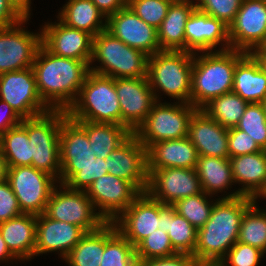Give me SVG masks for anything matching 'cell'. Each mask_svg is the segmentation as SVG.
<instances>
[{"label": "cell", "instance_id": "14", "mask_svg": "<svg viewBox=\"0 0 266 266\" xmlns=\"http://www.w3.org/2000/svg\"><path fill=\"white\" fill-rule=\"evenodd\" d=\"M105 222H114L141 194L130 182L107 173L85 191Z\"/></svg>", "mask_w": 266, "mask_h": 266}, {"label": "cell", "instance_id": "59", "mask_svg": "<svg viewBox=\"0 0 266 266\" xmlns=\"http://www.w3.org/2000/svg\"><path fill=\"white\" fill-rule=\"evenodd\" d=\"M171 2H182V1H190V0H170Z\"/></svg>", "mask_w": 266, "mask_h": 266}, {"label": "cell", "instance_id": "37", "mask_svg": "<svg viewBox=\"0 0 266 266\" xmlns=\"http://www.w3.org/2000/svg\"><path fill=\"white\" fill-rule=\"evenodd\" d=\"M253 203L241 219L238 242L266 252V210H259Z\"/></svg>", "mask_w": 266, "mask_h": 266}, {"label": "cell", "instance_id": "16", "mask_svg": "<svg viewBox=\"0 0 266 266\" xmlns=\"http://www.w3.org/2000/svg\"><path fill=\"white\" fill-rule=\"evenodd\" d=\"M108 173L130 182L140 193L148 185L147 149L132 133L104 159Z\"/></svg>", "mask_w": 266, "mask_h": 266}, {"label": "cell", "instance_id": "33", "mask_svg": "<svg viewBox=\"0 0 266 266\" xmlns=\"http://www.w3.org/2000/svg\"><path fill=\"white\" fill-rule=\"evenodd\" d=\"M58 16L66 26L86 31L93 36L107 27V20L104 24L101 20L105 16L91 0H69Z\"/></svg>", "mask_w": 266, "mask_h": 266}, {"label": "cell", "instance_id": "17", "mask_svg": "<svg viewBox=\"0 0 266 266\" xmlns=\"http://www.w3.org/2000/svg\"><path fill=\"white\" fill-rule=\"evenodd\" d=\"M121 109V125L132 133L145 121L156 102L147 77L115 79Z\"/></svg>", "mask_w": 266, "mask_h": 266}, {"label": "cell", "instance_id": "55", "mask_svg": "<svg viewBox=\"0 0 266 266\" xmlns=\"http://www.w3.org/2000/svg\"><path fill=\"white\" fill-rule=\"evenodd\" d=\"M254 55L261 62L262 67L266 71V54H254Z\"/></svg>", "mask_w": 266, "mask_h": 266}, {"label": "cell", "instance_id": "39", "mask_svg": "<svg viewBox=\"0 0 266 266\" xmlns=\"http://www.w3.org/2000/svg\"><path fill=\"white\" fill-rule=\"evenodd\" d=\"M135 247L117 231L106 243L100 266H137Z\"/></svg>", "mask_w": 266, "mask_h": 266}, {"label": "cell", "instance_id": "18", "mask_svg": "<svg viewBox=\"0 0 266 266\" xmlns=\"http://www.w3.org/2000/svg\"><path fill=\"white\" fill-rule=\"evenodd\" d=\"M106 30L149 57L162 51L157 29L139 18L127 5L107 18Z\"/></svg>", "mask_w": 266, "mask_h": 266}, {"label": "cell", "instance_id": "4", "mask_svg": "<svg viewBox=\"0 0 266 266\" xmlns=\"http://www.w3.org/2000/svg\"><path fill=\"white\" fill-rule=\"evenodd\" d=\"M78 97L67 111L74 121L121 125V109L114 78L89 71Z\"/></svg>", "mask_w": 266, "mask_h": 266}, {"label": "cell", "instance_id": "54", "mask_svg": "<svg viewBox=\"0 0 266 266\" xmlns=\"http://www.w3.org/2000/svg\"><path fill=\"white\" fill-rule=\"evenodd\" d=\"M8 166L5 160L4 155L2 154L0 148V183L4 182L7 178Z\"/></svg>", "mask_w": 266, "mask_h": 266}, {"label": "cell", "instance_id": "22", "mask_svg": "<svg viewBox=\"0 0 266 266\" xmlns=\"http://www.w3.org/2000/svg\"><path fill=\"white\" fill-rule=\"evenodd\" d=\"M85 234L81 227L74 224L51 219L44 213L38 215L34 255L59 250L60 256L65 259Z\"/></svg>", "mask_w": 266, "mask_h": 266}, {"label": "cell", "instance_id": "42", "mask_svg": "<svg viewBox=\"0 0 266 266\" xmlns=\"http://www.w3.org/2000/svg\"><path fill=\"white\" fill-rule=\"evenodd\" d=\"M177 253L172 247L168 233L159 228L135 247L137 260L170 257Z\"/></svg>", "mask_w": 266, "mask_h": 266}, {"label": "cell", "instance_id": "34", "mask_svg": "<svg viewBox=\"0 0 266 266\" xmlns=\"http://www.w3.org/2000/svg\"><path fill=\"white\" fill-rule=\"evenodd\" d=\"M195 170L206 194L221 192L234 183L230 159L198 155Z\"/></svg>", "mask_w": 266, "mask_h": 266}, {"label": "cell", "instance_id": "32", "mask_svg": "<svg viewBox=\"0 0 266 266\" xmlns=\"http://www.w3.org/2000/svg\"><path fill=\"white\" fill-rule=\"evenodd\" d=\"M88 137L91 150L96 157L105 159L111 152L119 147L132 132L120 124L75 121Z\"/></svg>", "mask_w": 266, "mask_h": 266}, {"label": "cell", "instance_id": "12", "mask_svg": "<svg viewBox=\"0 0 266 266\" xmlns=\"http://www.w3.org/2000/svg\"><path fill=\"white\" fill-rule=\"evenodd\" d=\"M230 49L252 53L266 42V0H242L229 25Z\"/></svg>", "mask_w": 266, "mask_h": 266}, {"label": "cell", "instance_id": "28", "mask_svg": "<svg viewBox=\"0 0 266 266\" xmlns=\"http://www.w3.org/2000/svg\"><path fill=\"white\" fill-rule=\"evenodd\" d=\"M37 216L20 214L0 223V233L9 251L16 259L28 260L34 256Z\"/></svg>", "mask_w": 266, "mask_h": 266}, {"label": "cell", "instance_id": "41", "mask_svg": "<svg viewBox=\"0 0 266 266\" xmlns=\"http://www.w3.org/2000/svg\"><path fill=\"white\" fill-rule=\"evenodd\" d=\"M235 128L249 134L266 150V115L261 103H249Z\"/></svg>", "mask_w": 266, "mask_h": 266}, {"label": "cell", "instance_id": "11", "mask_svg": "<svg viewBox=\"0 0 266 266\" xmlns=\"http://www.w3.org/2000/svg\"><path fill=\"white\" fill-rule=\"evenodd\" d=\"M0 97L22 119L34 118L50 111L39 95L32 67L0 74Z\"/></svg>", "mask_w": 266, "mask_h": 266}, {"label": "cell", "instance_id": "13", "mask_svg": "<svg viewBox=\"0 0 266 266\" xmlns=\"http://www.w3.org/2000/svg\"><path fill=\"white\" fill-rule=\"evenodd\" d=\"M146 193L164 205L203 192L195 169L163 168L148 170Z\"/></svg>", "mask_w": 266, "mask_h": 266}, {"label": "cell", "instance_id": "5", "mask_svg": "<svg viewBox=\"0 0 266 266\" xmlns=\"http://www.w3.org/2000/svg\"><path fill=\"white\" fill-rule=\"evenodd\" d=\"M194 53L162 50L148 58L147 78L157 100L156 89L190 104ZM157 87V88H156Z\"/></svg>", "mask_w": 266, "mask_h": 266}, {"label": "cell", "instance_id": "2", "mask_svg": "<svg viewBox=\"0 0 266 266\" xmlns=\"http://www.w3.org/2000/svg\"><path fill=\"white\" fill-rule=\"evenodd\" d=\"M254 203L253 198L239 196L218 199L209 220L198 229L197 245L192 254L200 266H217L237 242L241 219Z\"/></svg>", "mask_w": 266, "mask_h": 266}, {"label": "cell", "instance_id": "1", "mask_svg": "<svg viewBox=\"0 0 266 266\" xmlns=\"http://www.w3.org/2000/svg\"><path fill=\"white\" fill-rule=\"evenodd\" d=\"M32 69L43 103L50 110L63 111L74 104L90 71L84 61L54 55L43 44Z\"/></svg>", "mask_w": 266, "mask_h": 266}, {"label": "cell", "instance_id": "20", "mask_svg": "<svg viewBox=\"0 0 266 266\" xmlns=\"http://www.w3.org/2000/svg\"><path fill=\"white\" fill-rule=\"evenodd\" d=\"M42 44L54 55L84 61L90 67L93 35L59 20L42 28Z\"/></svg>", "mask_w": 266, "mask_h": 266}, {"label": "cell", "instance_id": "51", "mask_svg": "<svg viewBox=\"0 0 266 266\" xmlns=\"http://www.w3.org/2000/svg\"><path fill=\"white\" fill-rule=\"evenodd\" d=\"M105 16V20L117 11L123 9L127 0H91Z\"/></svg>", "mask_w": 266, "mask_h": 266}, {"label": "cell", "instance_id": "35", "mask_svg": "<svg viewBox=\"0 0 266 266\" xmlns=\"http://www.w3.org/2000/svg\"><path fill=\"white\" fill-rule=\"evenodd\" d=\"M0 148L8 167L32 166L27 119L0 135Z\"/></svg>", "mask_w": 266, "mask_h": 266}, {"label": "cell", "instance_id": "53", "mask_svg": "<svg viewBox=\"0 0 266 266\" xmlns=\"http://www.w3.org/2000/svg\"><path fill=\"white\" fill-rule=\"evenodd\" d=\"M15 259L16 257L9 251L6 242L3 240V237L0 233V260Z\"/></svg>", "mask_w": 266, "mask_h": 266}, {"label": "cell", "instance_id": "15", "mask_svg": "<svg viewBox=\"0 0 266 266\" xmlns=\"http://www.w3.org/2000/svg\"><path fill=\"white\" fill-rule=\"evenodd\" d=\"M23 22L26 19L14 26L0 28V74L24 70L34 63L42 44V32L31 34L25 31L20 26Z\"/></svg>", "mask_w": 266, "mask_h": 266}, {"label": "cell", "instance_id": "44", "mask_svg": "<svg viewBox=\"0 0 266 266\" xmlns=\"http://www.w3.org/2000/svg\"><path fill=\"white\" fill-rule=\"evenodd\" d=\"M241 3L242 0H198L195 6L198 10L229 26L234 21Z\"/></svg>", "mask_w": 266, "mask_h": 266}, {"label": "cell", "instance_id": "3", "mask_svg": "<svg viewBox=\"0 0 266 266\" xmlns=\"http://www.w3.org/2000/svg\"><path fill=\"white\" fill-rule=\"evenodd\" d=\"M194 52L190 104L202 109L212 99L232 92L236 64L247 54L228 49L205 53Z\"/></svg>", "mask_w": 266, "mask_h": 266}, {"label": "cell", "instance_id": "43", "mask_svg": "<svg viewBox=\"0 0 266 266\" xmlns=\"http://www.w3.org/2000/svg\"><path fill=\"white\" fill-rule=\"evenodd\" d=\"M170 0H127V6L148 25L158 29L171 5Z\"/></svg>", "mask_w": 266, "mask_h": 266}, {"label": "cell", "instance_id": "46", "mask_svg": "<svg viewBox=\"0 0 266 266\" xmlns=\"http://www.w3.org/2000/svg\"><path fill=\"white\" fill-rule=\"evenodd\" d=\"M228 149L229 159L263 150L249 134L235 127L228 129Z\"/></svg>", "mask_w": 266, "mask_h": 266}, {"label": "cell", "instance_id": "47", "mask_svg": "<svg viewBox=\"0 0 266 266\" xmlns=\"http://www.w3.org/2000/svg\"><path fill=\"white\" fill-rule=\"evenodd\" d=\"M22 214L16 198L7 180L0 183V223Z\"/></svg>", "mask_w": 266, "mask_h": 266}, {"label": "cell", "instance_id": "36", "mask_svg": "<svg viewBox=\"0 0 266 266\" xmlns=\"http://www.w3.org/2000/svg\"><path fill=\"white\" fill-rule=\"evenodd\" d=\"M248 102L233 92L212 99L201 110L225 128L236 127Z\"/></svg>", "mask_w": 266, "mask_h": 266}, {"label": "cell", "instance_id": "27", "mask_svg": "<svg viewBox=\"0 0 266 266\" xmlns=\"http://www.w3.org/2000/svg\"><path fill=\"white\" fill-rule=\"evenodd\" d=\"M232 92L248 103H261L266 98V71L253 53L236 64Z\"/></svg>", "mask_w": 266, "mask_h": 266}, {"label": "cell", "instance_id": "21", "mask_svg": "<svg viewBox=\"0 0 266 266\" xmlns=\"http://www.w3.org/2000/svg\"><path fill=\"white\" fill-rule=\"evenodd\" d=\"M186 51L208 52L221 42H226L221 51L230 49L229 26L197 8L191 13L185 25Z\"/></svg>", "mask_w": 266, "mask_h": 266}, {"label": "cell", "instance_id": "25", "mask_svg": "<svg viewBox=\"0 0 266 266\" xmlns=\"http://www.w3.org/2000/svg\"><path fill=\"white\" fill-rule=\"evenodd\" d=\"M234 182L243 188L223 198H254L266 182V150L230 158Z\"/></svg>", "mask_w": 266, "mask_h": 266}, {"label": "cell", "instance_id": "23", "mask_svg": "<svg viewBox=\"0 0 266 266\" xmlns=\"http://www.w3.org/2000/svg\"><path fill=\"white\" fill-rule=\"evenodd\" d=\"M188 138L198 155L229 159L228 128L211 119L201 109L190 120Z\"/></svg>", "mask_w": 266, "mask_h": 266}, {"label": "cell", "instance_id": "45", "mask_svg": "<svg viewBox=\"0 0 266 266\" xmlns=\"http://www.w3.org/2000/svg\"><path fill=\"white\" fill-rule=\"evenodd\" d=\"M217 266H257L264 252L259 248L236 242Z\"/></svg>", "mask_w": 266, "mask_h": 266}, {"label": "cell", "instance_id": "6", "mask_svg": "<svg viewBox=\"0 0 266 266\" xmlns=\"http://www.w3.org/2000/svg\"><path fill=\"white\" fill-rule=\"evenodd\" d=\"M148 58L104 30L93 37L90 60V64L98 60L101 67H89V70L114 79L147 77Z\"/></svg>", "mask_w": 266, "mask_h": 266}, {"label": "cell", "instance_id": "38", "mask_svg": "<svg viewBox=\"0 0 266 266\" xmlns=\"http://www.w3.org/2000/svg\"><path fill=\"white\" fill-rule=\"evenodd\" d=\"M108 173L107 162L96 157L91 165L84 167H61L60 184L71 190L86 191L88 187L103 175Z\"/></svg>", "mask_w": 266, "mask_h": 266}, {"label": "cell", "instance_id": "31", "mask_svg": "<svg viewBox=\"0 0 266 266\" xmlns=\"http://www.w3.org/2000/svg\"><path fill=\"white\" fill-rule=\"evenodd\" d=\"M159 229L168 233L172 247L178 253L193 254L197 245L198 230L172 205H164L159 201Z\"/></svg>", "mask_w": 266, "mask_h": 266}, {"label": "cell", "instance_id": "26", "mask_svg": "<svg viewBox=\"0 0 266 266\" xmlns=\"http://www.w3.org/2000/svg\"><path fill=\"white\" fill-rule=\"evenodd\" d=\"M96 161L86 132L69 116L60 127L61 167H84Z\"/></svg>", "mask_w": 266, "mask_h": 266}, {"label": "cell", "instance_id": "52", "mask_svg": "<svg viewBox=\"0 0 266 266\" xmlns=\"http://www.w3.org/2000/svg\"><path fill=\"white\" fill-rule=\"evenodd\" d=\"M12 8L23 18L28 20L30 13V0H8Z\"/></svg>", "mask_w": 266, "mask_h": 266}, {"label": "cell", "instance_id": "8", "mask_svg": "<svg viewBox=\"0 0 266 266\" xmlns=\"http://www.w3.org/2000/svg\"><path fill=\"white\" fill-rule=\"evenodd\" d=\"M153 104L145 121L137 128L134 135L146 147L165 140L188 137L189 123L198 110L191 104Z\"/></svg>", "mask_w": 266, "mask_h": 266}, {"label": "cell", "instance_id": "9", "mask_svg": "<svg viewBox=\"0 0 266 266\" xmlns=\"http://www.w3.org/2000/svg\"><path fill=\"white\" fill-rule=\"evenodd\" d=\"M22 213L41 215L58 181L33 166L8 167L7 178ZM55 181V182H54Z\"/></svg>", "mask_w": 266, "mask_h": 266}, {"label": "cell", "instance_id": "24", "mask_svg": "<svg viewBox=\"0 0 266 266\" xmlns=\"http://www.w3.org/2000/svg\"><path fill=\"white\" fill-rule=\"evenodd\" d=\"M197 159L196 147L188 137L156 142L147 148V170L195 169Z\"/></svg>", "mask_w": 266, "mask_h": 266}, {"label": "cell", "instance_id": "49", "mask_svg": "<svg viewBox=\"0 0 266 266\" xmlns=\"http://www.w3.org/2000/svg\"><path fill=\"white\" fill-rule=\"evenodd\" d=\"M23 20L9 4L8 0H0V28L14 26Z\"/></svg>", "mask_w": 266, "mask_h": 266}, {"label": "cell", "instance_id": "29", "mask_svg": "<svg viewBox=\"0 0 266 266\" xmlns=\"http://www.w3.org/2000/svg\"><path fill=\"white\" fill-rule=\"evenodd\" d=\"M195 8L193 0L171 3L157 29L161 50L186 51L185 25Z\"/></svg>", "mask_w": 266, "mask_h": 266}, {"label": "cell", "instance_id": "7", "mask_svg": "<svg viewBox=\"0 0 266 266\" xmlns=\"http://www.w3.org/2000/svg\"><path fill=\"white\" fill-rule=\"evenodd\" d=\"M67 116V111L50 110L40 116L27 118L32 166L54 178H60V127Z\"/></svg>", "mask_w": 266, "mask_h": 266}, {"label": "cell", "instance_id": "19", "mask_svg": "<svg viewBox=\"0 0 266 266\" xmlns=\"http://www.w3.org/2000/svg\"><path fill=\"white\" fill-rule=\"evenodd\" d=\"M113 223L117 230L136 247L145 237L159 228V201L152 199L146 192L141 193Z\"/></svg>", "mask_w": 266, "mask_h": 266}, {"label": "cell", "instance_id": "50", "mask_svg": "<svg viewBox=\"0 0 266 266\" xmlns=\"http://www.w3.org/2000/svg\"><path fill=\"white\" fill-rule=\"evenodd\" d=\"M1 107L5 108L4 116L0 115V135L7 132L13 127L18 126L22 122V118L15 112V110L5 101L1 100ZM1 111V110H0ZM7 114V115H6Z\"/></svg>", "mask_w": 266, "mask_h": 266}, {"label": "cell", "instance_id": "57", "mask_svg": "<svg viewBox=\"0 0 266 266\" xmlns=\"http://www.w3.org/2000/svg\"><path fill=\"white\" fill-rule=\"evenodd\" d=\"M253 54H266V42L257 50L252 52Z\"/></svg>", "mask_w": 266, "mask_h": 266}, {"label": "cell", "instance_id": "40", "mask_svg": "<svg viewBox=\"0 0 266 266\" xmlns=\"http://www.w3.org/2000/svg\"><path fill=\"white\" fill-rule=\"evenodd\" d=\"M204 191L198 195L177 200L172 206L185 217L197 230L209 220L214 203H210ZM211 204V205H210Z\"/></svg>", "mask_w": 266, "mask_h": 266}, {"label": "cell", "instance_id": "58", "mask_svg": "<svg viewBox=\"0 0 266 266\" xmlns=\"http://www.w3.org/2000/svg\"><path fill=\"white\" fill-rule=\"evenodd\" d=\"M263 108H264V112H265V115H266V98L261 102Z\"/></svg>", "mask_w": 266, "mask_h": 266}, {"label": "cell", "instance_id": "48", "mask_svg": "<svg viewBox=\"0 0 266 266\" xmlns=\"http://www.w3.org/2000/svg\"><path fill=\"white\" fill-rule=\"evenodd\" d=\"M137 266H200L194 256L187 253H177L170 257L138 260Z\"/></svg>", "mask_w": 266, "mask_h": 266}, {"label": "cell", "instance_id": "10", "mask_svg": "<svg viewBox=\"0 0 266 266\" xmlns=\"http://www.w3.org/2000/svg\"><path fill=\"white\" fill-rule=\"evenodd\" d=\"M63 191L53 189L44 214L54 220L67 222L81 227L86 233L98 230L105 220L95 213L92 200L85 191L71 190L60 185Z\"/></svg>", "mask_w": 266, "mask_h": 266}, {"label": "cell", "instance_id": "56", "mask_svg": "<svg viewBox=\"0 0 266 266\" xmlns=\"http://www.w3.org/2000/svg\"><path fill=\"white\" fill-rule=\"evenodd\" d=\"M260 196L261 197L263 196L264 198H266V182H265L263 188L261 189V191L253 198L254 203H256L257 198Z\"/></svg>", "mask_w": 266, "mask_h": 266}, {"label": "cell", "instance_id": "30", "mask_svg": "<svg viewBox=\"0 0 266 266\" xmlns=\"http://www.w3.org/2000/svg\"><path fill=\"white\" fill-rule=\"evenodd\" d=\"M113 222L87 232L65 258L69 266H100L105 243L117 232Z\"/></svg>", "mask_w": 266, "mask_h": 266}]
</instances>
